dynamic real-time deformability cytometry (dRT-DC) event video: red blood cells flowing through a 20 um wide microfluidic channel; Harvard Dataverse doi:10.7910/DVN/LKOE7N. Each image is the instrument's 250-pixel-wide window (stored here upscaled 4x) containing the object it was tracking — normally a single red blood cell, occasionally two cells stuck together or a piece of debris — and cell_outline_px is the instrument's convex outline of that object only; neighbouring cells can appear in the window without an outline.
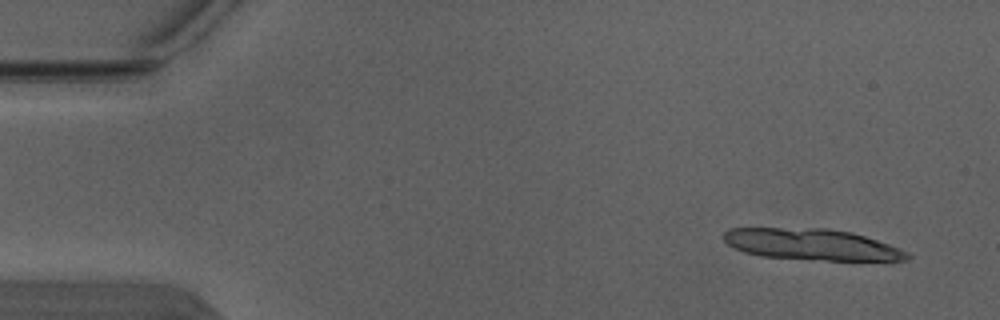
{"species": "Egyptian fruit bat (a non-hibernating species)", "species_latin": "Rousettus aegyptiacus", "temperature_condition": "warm", "stored_images_in_passage": 4, "camera_frame_rate_fps": 3000, "um_per_image_px": 0.085, "animal": {"sex": "male"}, "frame": {"image": 1, "passage_image": 1, "time_ms": 0.0, "image_size_px": [1000, 320], "cell_outline_px": [[912, 256], [908, 260], [892, 264], [812, 260], [760, 256], [744, 252], [728, 244], [720, 236], [728, 228], [828, 228], [852, 232], [900, 248], [908, 252]], "centroid_in_image_um": [69.17, 20.83], "position_along_channel_um": 15.8, "area_um2": 34.97}}